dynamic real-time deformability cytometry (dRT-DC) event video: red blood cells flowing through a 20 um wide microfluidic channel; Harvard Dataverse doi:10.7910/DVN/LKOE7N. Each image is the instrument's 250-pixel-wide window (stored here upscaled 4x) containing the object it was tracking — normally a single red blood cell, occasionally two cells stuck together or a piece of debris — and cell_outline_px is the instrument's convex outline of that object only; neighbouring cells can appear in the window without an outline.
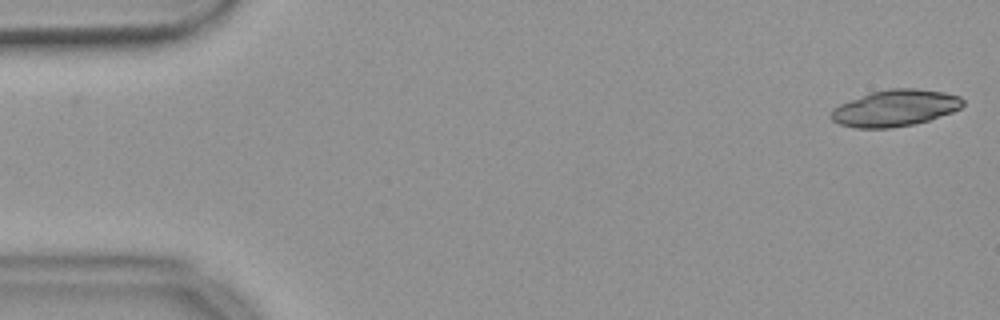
{"species": "common noctule bat (a hibernating species)", "species_latin": "Nyctalus noctula", "temperature_condition": "warm", "stored_images_in_passage": 54, "camera_frame_rate_fps": 3000, "um_per_image_px": 0.085, "animal": {"sex": "female", "body_mass_g": 18.4}, "frame": {"image": 1, "passage_image": 1, "time_ms": 0.0, "image_size_px": [1000, 320], "cell_outline_px": [[964, 104], [960, 108], [952, 112], [928, 120], [912, 124], [888, 128], [856, 128], [840, 124], [832, 120], [828, 116], [832, 108], [840, 104], [872, 92], [888, 88], [916, 88], [944, 92], [960, 96], [964, 100]], "centroid_in_image_um": [76.07, 9.18], "position_along_channel_um": 8.9, "area_um2": 27.98}}
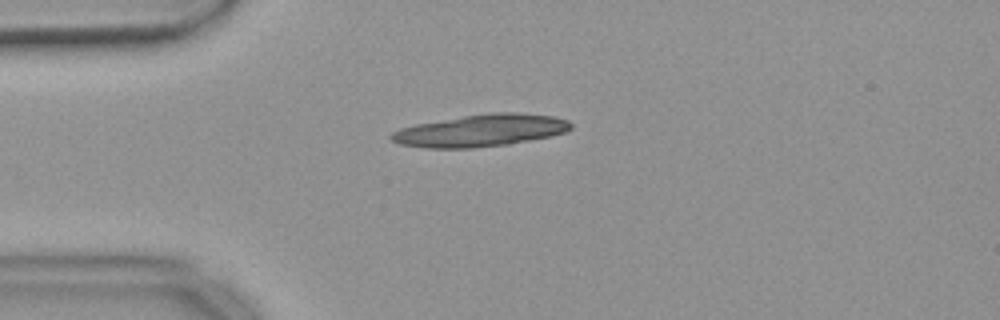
{"frame": {"image": 2, "passage_image": 13, "time_ms": 4.0, "image_size_px": [1000, 320], "cell_outline_px": [[572, 128], [564, 132], [548, 136], [508, 144], [472, 148], [424, 148], [400, 144], [392, 140], [388, 136], [392, 132], [400, 128], [416, 124], [464, 116], [492, 112], [516, 112], [552, 116], [568, 120], [572, 124]], "centroid_in_image_um": [40.83, 11.09], "position_along_channel_um": 44.2, "area_um2": 33.41}}